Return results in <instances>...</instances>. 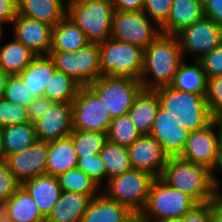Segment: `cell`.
<instances>
[{
  "label": "cell",
  "mask_w": 222,
  "mask_h": 222,
  "mask_svg": "<svg viewBox=\"0 0 222 222\" xmlns=\"http://www.w3.org/2000/svg\"><path fill=\"white\" fill-rule=\"evenodd\" d=\"M143 57L139 81L143 89L153 90L170 86L184 59L177 36L162 33L144 49Z\"/></svg>",
  "instance_id": "cell-1"
},
{
  "label": "cell",
  "mask_w": 222,
  "mask_h": 222,
  "mask_svg": "<svg viewBox=\"0 0 222 222\" xmlns=\"http://www.w3.org/2000/svg\"><path fill=\"white\" fill-rule=\"evenodd\" d=\"M168 186L190 196L197 204L216 198L217 176L206 166L169 156L159 177Z\"/></svg>",
  "instance_id": "cell-2"
},
{
  "label": "cell",
  "mask_w": 222,
  "mask_h": 222,
  "mask_svg": "<svg viewBox=\"0 0 222 222\" xmlns=\"http://www.w3.org/2000/svg\"><path fill=\"white\" fill-rule=\"evenodd\" d=\"M160 107L189 132L206 127L214 118L206 94L174 90L170 86L157 88Z\"/></svg>",
  "instance_id": "cell-3"
},
{
  "label": "cell",
  "mask_w": 222,
  "mask_h": 222,
  "mask_svg": "<svg viewBox=\"0 0 222 222\" xmlns=\"http://www.w3.org/2000/svg\"><path fill=\"white\" fill-rule=\"evenodd\" d=\"M114 8L111 0L67 2V16L80 27L89 42L101 43L111 38Z\"/></svg>",
  "instance_id": "cell-4"
},
{
  "label": "cell",
  "mask_w": 222,
  "mask_h": 222,
  "mask_svg": "<svg viewBox=\"0 0 222 222\" xmlns=\"http://www.w3.org/2000/svg\"><path fill=\"white\" fill-rule=\"evenodd\" d=\"M195 205L197 203L190 196L155 178L147 203L138 216L147 222H163L183 217Z\"/></svg>",
  "instance_id": "cell-5"
},
{
  "label": "cell",
  "mask_w": 222,
  "mask_h": 222,
  "mask_svg": "<svg viewBox=\"0 0 222 222\" xmlns=\"http://www.w3.org/2000/svg\"><path fill=\"white\" fill-rule=\"evenodd\" d=\"M155 177L148 172L130 169L108 179L101 192L110 200L127 206L139 215L144 209Z\"/></svg>",
  "instance_id": "cell-6"
},
{
  "label": "cell",
  "mask_w": 222,
  "mask_h": 222,
  "mask_svg": "<svg viewBox=\"0 0 222 222\" xmlns=\"http://www.w3.org/2000/svg\"><path fill=\"white\" fill-rule=\"evenodd\" d=\"M144 49L127 42L107 39L99 43L101 76L131 77L139 80Z\"/></svg>",
  "instance_id": "cell-7"
},
{
  "label": "cell",
  "mask_w": 222,
  "mask_h": 222,
  "mask_svg": "<svg viewBox=\"0 0 222 222\" xmlns=\"http://www.w3.org/2000/svg\"><path fill=\"white\" fill-rule=\"evenodd\" d=\"M55 68L69 75L80 86H88L101 76L99 44L88 43L77 52L50 51Z\"/></svg>",
  "instance_id": "cell-8"
},
{
  "label": "cell",
  "mask_w": 222,
  "mask_h": 222,
  "mask_svg": "<svg viewBox=\"0 0 222 222\" xmlns=\"http://www.w3.org/2000/svg\"><path fill=\"white\" fill-rule=\"evenodd\" d=\"M88 86L108 108L112 119L127 114L142 89L139 80L119 76H100Z\"/></svg>",
  "instance_id": "cell-9"
},
{
  "label": "cell",
  "mask_w": 222,
  "mask_h": 222,
  "mask_svg": "<svg viewBox=\"0 0 222 222\" xmlns=\"http://www.w3.org/2000/svg\"><path fill=\"white\" fill-rule=\"evenodd\" d=\"M143 11L114 10L111 38L145 49L160 35V27Z\"/></svg>",
  "instance_id": "cell-10"
},
{
  "label": "cell",
  "mask_w": 222,
  "mask_h": 222,
  "mask_svg": "<svg viewBox=\"0 0 222 222\" xmlns=\"http://www.w3.org/2000/svg\"><path fill=\"white\" fill-rule=\"evenodd\" d=\"M71 106L73 130L107 134L112 118L108 108L89 86L80 87Z\"/></svg>",
  "instance_id": "cell-11"
},
{
  "label": "cell",
  "mask_w": 222,
  "mask_h": 222,
  "mask_svg": "<svg viewBox=\"0 0 222 222\" xmlns=\"http://www.w3.org/2000/svg\"><path fill=\"white\" fill-rule=\"evenodd\" d=\"M176 36L183 58L192 55L191 59L194 56L193 60H199L222 41V28L210 18L203 16L192 25L183 28Z\"/></svg>",
  "instance_id": "cell-12"
},
{
  "label": "cell",
  "mask_w": 222,
  "mask_h": 222,
  "mask_svg": "<svg viewBox=\"0 0 222 222\" xmlns=\"http://www.w3.org/2000/svg\"><path fill=\"white\" fill-rule=\"evenodd\" d=\"M179 157L206 166L215 175L220 172L216 117L204 128L189 132Z\"/></svg>",
  "instance_id": "cell-13"
},
{
  "label": "cell",
  "mask_w": 222,
  "mask_h": 222,
  "mask_svg": "<svg viewBox=\"0 0 222 222\" xmlns=\"http://www.w3.org/2000/svg\"><path fill=\"white\" fill-rule=\"evenodd\" d=\"M48 142L37 140L33 145L6 158L10 172L22 184L47 170Z\"/></svg>",
  "instance_id": "cell-14"
},
{
  "label": "cell",
  "mask_w": 222,
  "mask_h": 222,
  "mask_svg": "<svg viewBox=\"0 0 222 222\" xmlns=\"http://www.w3.org/2000/svg\"><path fill=\"white\" fill-rule=\"evenodd\" d=\"M12 36L38 55H49L53 26L20 14L11 23Z\"/></svg>",
  "instance_id": "cell-15"
},
{
  "label": "cell",
  "mask_w": 222,
  "mask_h": 222,
  "mask_svg": "<svg viewBox=\"0 0 222 222\" xmlns=\"http://www.w3.org/2000/svg\"><path fill=\"white\" fill-rule=\"evenodd\" d=\"M127 148L132 169L148 172L155 178L161 176L168 155L150 134L141 135Z\"/></svg>",
  "instance_id": "cell-16"
},
{
  "label": "cell",
  "mask_w": 222,
  "mask_h": 222,
  "mask_svg": "<svg viewBox=\"0 0 222 222\" xmlns=\"http://www.w3.org/2000/svg\"><path fill=\"white\" fill-rule=\"evenodd\" d=\"M72 102H54L43 117L34 122L38 140L49 142L68 137L73 131Z\"/></svg>",
  "instance_id": "cell-17"
},
{
  "label": "cell",
  "mask_w": 222,
  "mask_h": 222,
  "mask_svg": "<svg viewBox=\"0 0 222 222\" xmlns=\"http://www.w3.org/2000/svg\"><path fill=\"white\" fill-rule=\"evenodd\" d=\"M150 135L169 156H179L188 139L189 131L180 125L168 111L159 107Z\"/></svg>",
  "instance_id": "cell-18"
},
{
  "label": "cell",
  "mask_w": 222,
  "mask_h": 222,
  "mask_svg": "<svg viewBox=\"0 0 222 222\" xmlns=\"http://www.w3.org/2000/svg\"><path fill=\"white\" fill-rule=\"evenodd\" d=\"M135 216L127 206L108 199L101 192L92 198L81 222H131Z\"/></svg>",
  "instance_id": "cell-19"
},
{
  "label": "cell",
  "mask_w": 222,
  "mask_h": 222,
  "mask_svg": "<svg viewBox=\"0 0 222 222\" xmlns=\"http://www.w3.org/2000/svg\"><path fill=\"white\" fill-rule=\"evenodd\" d=\"M21 186L31 195L45 218L62 193L58 178L53 175L36 176L24 181Z\"/></svg>",
  "instance_id": "cell-20"
},
{
  "label": "cell",
  "mask_w": 222,
  "mask_h": 222,
  "mask_svg": "<svg viewBox=\"0 0 222 222\" xmlns=\"http://www.w3.org/2000/svg\"><path fill=\"white\" fill-rule=\"evenodd\" d=\"M203 16V0H173L170 14L160 27V32L166 35H176Z\"/></svg>",
  "instance_id": "cell-21"
},
{
  "label": "cell",
  "mask_w": 222,
  "mask_h": 222,
  "mask_svg": "<svg viewBox=\"0 0 222 222\" xmlns=\"http://www.w3.org/2000/svg\"><path fill=\"white\" fill-rule=\"evenodd\" d=\"M160 107L157 90L141 89L128 114L134 127L142 134H150Z\"/></svg>",
  "instance_id": "cell-22"
},
{
  "label": "cell",
  "mask_w": 222,
  "mask_h": 222,
  "mask_svg": "<svg viewBox=\"0 0 222 222\" xmlns=\"http://www.w3.org/2000/svg\"><path fill=\"white\" fill-rule=\"evenodd\" d=\"M67 2V0H17L18 14L55 26L66 16Z\"/></svg>",
  "instance_id": "cell-23"
},
{
  "label": "cell",
  "mask_w": 222,
  "mask_h": 222,
  "mask_svg": "<svg viewBox=\"0 0 222 222\" xmlns=\"http://www.w3.org/2000/svg\"><path fill=\"white\" fill-rule=\"evenodd\" d=\"M91 200L86 194L62 191L45 222H81Z\"/></svg>",
  "instance_id": "cell-24"
},
{
  "label": "cell",
  "mask_w": 222,
  "mask_h": 222,
  "mask_svg": "<svg viewBox=\"0 0 222 222\" xmlns=\"http://www.w3.org/2000/svg\"><path fill=\"white\" fill-rule=\"evenodd\" d=\"M77 163L78 157L70 136L48 142L47 175L58 177L77 168Z\"/></svg>",
  "instance_id": "cell-25"
},
{
  "label": "cell",
  "mask_w": 222,
  "mask_h": 222,
  "mask_svg": "<svg viewBox=\"0 0 222 222\" xmlns=\"http://www.w3.org/2000/svg\"><path fill=\"white\" fill-rule=\"evenodd\" d=\"M55 64L49 55H38L19 74L34 98L43 97L45 88L50 82Z\"/></svg>",
  "instance_id": "cell-26"
},
{
  "label": "cell",
  "mask_w": 222,
  "mask_h": 222,
  "mask_svg": "<svg viewBox=\"0 0 222 222\" xmlns=\"http://www.w3.org/2000/svg\"><path fill=\"white\" fill-rule=\"evenodd\" d=\"M88 43L84 31L67 15L53 26L50 51L77 52Z\"/></svg>",
  "instance_id": "cell-27"
},
{
  "label": "cell",
  "mask_w": 222,
  "mask_h": 222,
  "mask_svg": "<svg viewBox=\"0 0 222 222\" xmlns=\"http://www.w3.org/2000/svg\"><path fill=\"white\" fill-rule=\"evenodd\" d=\"M208 78L199 60H193L190 65L185 59L180 63L170 87L178 91L195 94L207 93Z\"/></svg>",
  "instance_id": "cell-28"
},
{
  "label": "cell",
  "mask_w": 222,
  "mask_h": 222,
  "mask_svg": "<svg viewBox=\"0 0 222 222\" xmlns=\"http://www.w3.org/2000/svg\"><path fill=\"white\" fill-rule=\"evenodd\" d=\"M35 57V53L14 36L0 45V67L9 75H19Z\"/></svg>",
  "instance_id": "cell-29"
},
{
  "label": "cell",
  "mask_w": 222,
  "mask_h": 222,
  "mask_svg": "<svg viewBox=\"0 0 222 222\" xmlns=\"http://www.w3.org/2000/svg\"><path fill=\"white\" fill-rule=\"evenodd\" d=\"M5 202L12 222H45L36 202L22 186Z\"/></svg>",
  "instance_id": "cell-30"
},
{
  "label": "cell",
  "mask_w": 222,
  "mask_h": 222,
  "mask_svg": "<svg viewBox=\"0 0 222 222\" xmlns=\"http://www.w3.org/2000/svg\"><path fill=\"white\" fill-rule=\"evenodd\" d=\"M3 128V142L6 157L33 145L37 140L34 123L8 125Z\"/></svg>",
  "instance_id": "cell-31"
},
{
  "label": "cell",
  "mask_w": 222,
  "mask_h": 222,
  "mask_svg": "<svg viewBox=\"0 0 222 222\" xmlns=\"http://www.w3.org/2000/svg\"><path fill=\"white\" fill-rule=\"evenodd\" d=\"M106 168L108 179L132 169L128 148L107 140L99 153Z\"/></svg>",
  "instance_id": "cell-32"
},
{
  "label": "cell",
  "mask_w": 222,
  "mask_h": 222,
  "mask_svg": "<svg viewBox=\"0 0 222 222\" xmlns=\"http://www.w3.org/2000/svg\"><path fill=\"white\" fill-rule=\"evenodd\" d=\"M80 85L69 75L55 70L50 82L47 84L44 96L52 102H72L76 97Z\"/></svg>",
  "instance_id": "cell-33"
},
{
  "label": "cell",
  "mask_w": 222,
  "mask_h": 222,
  "mask_svg": "<svg viewBox=\"0 0 222 222\" xmlns=\"http://www.w3.org/2000/svg\"><path fill=\"white\" fill-rule=\"evenodd\" d=\"M57 178L62 191L86 194L91 198L101 193V187L79 168L68 170Z\"/></svg>",
  "instance_id": "cell-34"
},
{
  "label": "cell",
  "mask_w": 222,
  "mask_h": 222,
  "mask_svg": "<svg viewBox=\"0 0 222 222\" xmlns=\"http://www.w3.org/2000/svg\"><path fill=\"white\" fill-rule=\"evenodd\" d=\"M69 136L78 158L99 154L107 141L106 133L96 131L73 130Z\"/></svg>",
  "instance_id": "cell-35"
},
{
  "label": "cell",
  "mask_w": 222,
  "mask_h": 222,
  "mask_svg": "<svg viewBox=\"0 0 222 222\" xmlns=\"http://www.w3.org/2000/svg\"><path fill=\"white\" fill-rule=\"evenodd\" d=\"M141 135L127 113L112 119L107 132V140L128 147L137 141Z\"/></svg>",
  "instance_id": "cell-36"
},
{
  "label": "cell",
  "mask_w": 222,
  "mask_h": 222,
  "mask_svg": "<svg viewBox=\"0 0 222 222\" xmlns=\"http://www.w3.org/2000/svg\"><path fill=\"white\" fill-rule=\"evenodd\" d=\"M3 97L24 108L35 99L19 75L9 76Z\"/></svg>",
  "instance_id": "cell-37"
},
{
  "label": "cell",
  "mask_w": 222,
  "mask_h": 222,
  "mask_svg": "<svg viewBox=\"0 0 222 222\" xmlns=\"http://www.w3.org/2000/svg\"><path fill=\"white\" fill-rule=\"evenodd\" d=\"M30 122L27 108L14 104L4 97H0V126Z\"/></svg>",
  "instance_id": "cell-38"
},
{
  "label": "cell",
  "mask_w": 222,
  "mask_h": 222,
  "mask_svg": "<svg viewBox=\"0 0 222 222\" xmlns=\"http://www.w3.org/2000/svg\"><path fill=\"white\" fill-rule=\"evenodd\" d=\"M77 168L87 174L100 187L106 184V168L99 154L78 158Z\"/></svg>",
  "instance_id": "cell-39"
},
{
  "label": "cell",
  "mask_w": 222,
  "mask_h": 222,
  "mask_svg": "<svg viewBox=\"0 0 222 222\" xmlns=\"http://www.w3.org/2000/svg\"><path fill=\"white\" fill-rule=\"evenodd\" d=\"M173 0H144L143 12L161 27L167 20Z\"/></svg>",
  "instance_id": "cell-40"
},
{
  "label": "cell",
  "mask_w": 222,
  "mask_h": 222,
  "mask_svg": "<svg viewBox=\"0 0 222 222\" xmlns=\"http://www.w3.org/2000/svg\"><path fill=\"white\" fill-rule=\"evenodd\" d=\"M206 101L214 117L222 116V75L208 79Z\"/></svg>",
  "instance_id": "cell-41"
},
{
  "label": "cell",
  "mask_w": 222,
  "mask_h": 222,
  "mask_svg": "<svg viewBox=\"0 0 222 222\" xmlns=\"http://www.w3.org/2000/svg\"><path fill=\"white\" fill-rule=\"evenodd\" d=\"M21 187V183L10 172L6 160L0 161V202L8 201Z\"/></svg>",
  "instance_id": "cell-42"
},
{
  "label": "cell",
  "mask_w": 222,
  "mask_h": 222,
  "mask_svg": "<svg viewBox=\"0 0 222 222\" xmlns=\"http://www.w3.org/2000/svg\"><path fill=\"white\" fill-rule=\"evenodd\" d=\"M207 78L222 75V41L212 51L199 59Z\"/></svg>",
  "instance_id": "cell-43"
},
{
  "label": "cell",
  "mask_w": 222,
  "mask_h": 222,
  "mask_svg": "<svg viewBox=\"0 0 222 222\" xmlns=\"http://www.w3.org/2000/svg\"><path fill=\"white\" fill-rule=\"evenodd\" d=\"M54 102L50 101L46 97L35 98L27 107V113L30 122L34 123L36 120L40 119L49 111L51 105Z\"/></svg>",
  "instance_id": "cell-44"
},
{
  "label": "cell",
  "mask_w": 222,
  "mask_h": 222,
  "mask_svg": "<svg viewBox=\"0 0 222 222\" xmlns=\"http://www.w3.org/2000/svg\"><path fill=\"white\" fill-rule=\"evenodd\" d=\"M182 218L184 222H210V202L195 205Z\"/></svg>",
  "instance_id": "cell-45"
},
{
  "label": "cell",
  "mask_w": 222,
  "mask_h": 222,
  "mask_svg": "<svg viewBox=\"0 0 222 222\" xmlns=\"http://www.w3.org/2000/svg\"><path fill=\"white\" fill-rule=\"evenodd\" d=\"M203 13L222 28V0H203Z\"/></svg>",
  "instance_id": "cell-46"
},
{
  "label": "cell",
  "mask_w": 222,
  "mask_h": 222,
  "mask_svg": "<svg viewBox=\"0 0 222 222\" xmlns=\"http://www.w3.org/2000/svg\"><path fill=\"white\" fill-rule=\"evenodd\" d=\"M18 13L17 0H0V21L11 24Z\"/></svg>",
  "instance_id": "cell-47"
},
{
  "label": "cell",
  "mask_w": 222,
  "mask_h": 222,
  "mask_svg": "<svg viewBox=\"0 0 222 222\" xmlns=\"http://www.w3.org/2000/svg\"><path fill=\"white\" fill-rule=\"evenodd\" d=\"M114 10L118 11H142L144 0H111Z\"/></svg>",
  "instance_id": "cell-48"
},
{
  "label": "cell",
  "mask_w": 222,
  "mask_h": 222,
  "mask_svg": "<svg viewBox=\"0 0 222 222\" xmlns=\"http://www.w3.org/2000/svg\"><path fill=\"white\" fill-rule=\"evenodd\" d=\"M210 222H222V202L217 198L210 201Z\"/></svg>",
  "instance_id": "cell-49"
},
{
  "label": "cell",
  "mask_w": 222,
  "mask_h": 222,
  "mask_svg": "<svg viewBox=\"0 0 222 222\" xmlns=\"http://www.w3.org/2000/svg\"><path fill=\"white\" fill-rule=\"evenodd\" d=\"M220 170H222V116H216Z\"/></svg>",
  "instance_id": "cell-50"
},
{
  "label": "cell",
  "mask_w": 222,
  "mask_h": 222,
  "mask_svg": "<svg viewBox=\"0 0 222 222\" xmlns=\"http://www.w3.org/2000/svg\"><path fill=\"white\" fill-rule=\"evenodd\" d=\"M0 222H12L8 211V205L5 201L0 202Z\"/></svg>",
  "instance_id": "cell-51"
},
{
  "label": "cell",
  "mask_w": 222,
  "mask_h": 222,
  "mask_svg": "<svg viewBox=\"0 0 222 222\" xmlns=\"http://www.w3.org/2000/svg\"><path fill=\"white\" fill-rule=\"evenodd\" d=\"M9 74L6 73L1 67H0V97H3L5 88H6V83L9 78Z\"/></svg>",
  "instance_id": "cell-52"
},
{
  "label": "cell",
  "mask_w": 222,
  "mask_h": 222,
  "mask_svg": "<svg viewBox=\"0 0 222 222\" xmlns=\"http://www.w3.org/2000/svg\"><path fill=\"white\" fill-rule=\"evenodd\" d=\"M6 154L4 149V142H3V128L0 126V161L6 160Z\"/></svg>",
  "instance_id": "cell-53"
},
{
  "label": "cell",
  "mask_w": 222,
  "mask_h": 222,
  "mask_svg": "<svg viewBox=\"0 0 222 222\" xmlns=\"http://www.w3.org/2000/svg\"><path fill=\"white\" fill-rule=\"evenodd\" d=\"M219 173L222 175V170H220ZM220 182L221 181L218 178H216V195H222V188L220 187V186H222L221 185L222 183H220Z\"/></svg>",
  "instance_id": "cell-54"
},
{
  "label": "cell",
  "mask_w": 222,
  "mask_h": 222,
  "mask_svg": "<svg viewBox=\"0 0 222 222\" xmlns=\"http://www.w3.org/2000/svg\"><path fill=\"white\" fill-rule=\"evenodd\" d=\"M3 25H5V23L0 21V41L4 36V28H3L4 26Z\"/></svg>",
  "instance_id": "cell-55"
},
{
  "label": "cell",
  "mask_w": 222,
  "mask_h": 222,
  "mask_svg": "<svg viewBox=\"0 0 222 222\" xmlns=\"http://www.w3.org/2000/svg\"><path fill=\"white\" fill-rule=\"evenodd\" d=\"M163 222H184V219L181 217V218H174V219H171V220H166V221H163Z\"/></svg>",
  "instance_id": "cell-56"
},
{
  "label": "cell",
  "mask_w": 222,
  "mask_h": 222,
  "mask_svg": "<svg viewBox=\"0 0 222 222\" xmlns=\"http://www.w3.org/2000/svg\"><path fill=\"white\" fill-rule=\"evenodd\" d=\"M131 222H147V221L141 219L138 215H136L135 218Z\"/></svg>",
  "instance_id": "cell-57"
},
{
  "label": "cell",
  "mask_w": 222,
  "mask_h": 222,
  "mask_svg": "<svg viewBox=\"0 0 222 222\" xmlns=\"http://www.w3.org/2000/svg\"><path fill=\"white\" fill-rule=\"evenodd\" d=\"M216 198H217L220 202H222V195H216Z\"/></svg>",
  "instance_id": "cell-58"
}]
</instances>
